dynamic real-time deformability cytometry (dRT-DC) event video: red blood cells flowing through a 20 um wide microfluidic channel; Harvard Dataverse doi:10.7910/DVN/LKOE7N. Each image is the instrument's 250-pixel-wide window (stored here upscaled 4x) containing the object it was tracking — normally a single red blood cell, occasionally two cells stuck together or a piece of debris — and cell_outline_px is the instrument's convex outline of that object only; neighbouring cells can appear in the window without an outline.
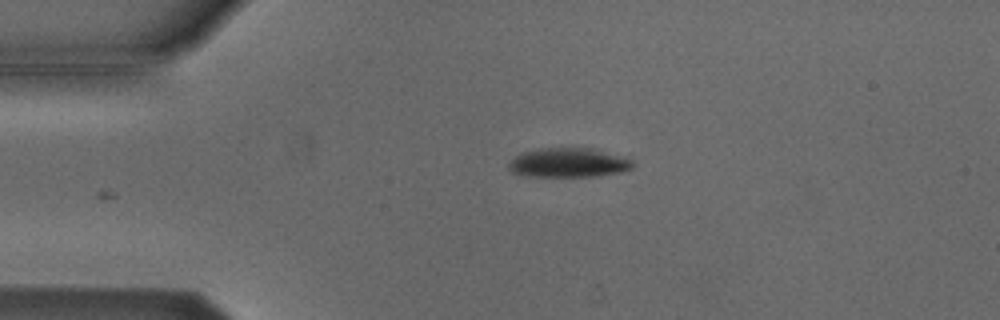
{"species": "Egyptian fruit bat (a non-hibernating species)", "species_latin": "Rousettus aegyptiacus", "temperature_condition": "cold", "stored_images_in_passage": 3, "camera_frame_rate_fps": 3000, "um_per_image_px": 0.085, "animal": {"sex": "male"}, "frame": {"image": 1, "passage_image": 3, "time_ms": 2.333, "image_size_px": [1000, 320], "cell_outline_px": [[632, 168], [620, 172], [592, 176], [528, 176], [512, 172], [508, 168], [508, 164], [516, 156], [524, 152], [540, 148], [592, 148], [628, 156], [632, 160]], "centroid_in_image_um": [48.37, 13.81], "position_along_channel_um": 36.6, "area_um2": 21.15}}